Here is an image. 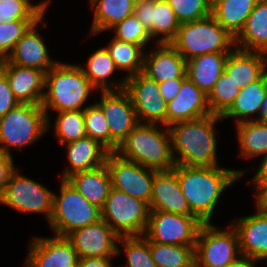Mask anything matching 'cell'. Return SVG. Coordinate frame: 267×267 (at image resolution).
Returning <instances> with one entry per match:
<instances>
[{"instance_id": "cell-1", "label": "cell", "mask_w": 267, "mask_h": 267, "mask_svg": "<svg viewBox=\"0 0 267 267\" xmlns=\"http://www.w3.org/2000/svg\"><path fill=\"white\" fill-rule=\"evenodd\" d=\"M177 173L181 191L190 211L203 223L212 221L213 212L221 194L248 172L220 166L201 167L179 165L173 168Z\"/></svg>"}, {"instance_id": "cell-2", "label": "cell", "mask_w": 267, "mask_h": 267, "mask_svg": "<svg viewBox=\"0 0 267 267\" xmlns=\"http://www.w3.org/2000/svg\"><path fill=\"white\" fill-rule=\"evenodd\" d=\"M221 116H207L178 122L168 127L176 164L186 166H218L215 124Z\"/></svg>"}, {"instance_id": "cell-3", "label": "cell", "mask_w": 267, "mask_h": 267, "mask_svg": "<svg viewBox=\"0 0 267 267\" xmlns=\"http://www.w3.org/2000/svg\"><path fill=\"white\" fill-rule=\"evenodd\" d=\"M95 90L79 65L58 61L45 73L42 108L47 116V131L51 130L50 124L52 125L49 110L57 113L84 110L87 107L84 104L88 96L96 92Z\"/></svg>"}, {"instance_id": "cell-4", "label": "cell", "mask_w": 267, "mask_h": 267, "mask_svg": "<svg viewBox=\"0 0 267 267\" xmlns=\"http://www.w3.org/2000/svg\"><path fill=\"white\" fill-rule=\"evenodd\" d=\"M115 153L157 171L171 170L176 166L170 132L164 125L139 123L121 142Z\"/></svg>"}, {"instance_id": "cell-5", "label": "cell", "mask_w": 267, "mask_h": 267, "mask_svg": "<svg viewBox=\"0 0 267 267\" xmlns=\"http://www.w3.org/2000/svg\"><path fill=\"white\" fill-rule=\"evenodd\" d=\"M170 44L187 61L208 53H230L235 48V38L210 15L181 23Z\"/></svg>"}, {"instance_id": "cell-6", "label": "cell", "mask_w": 267, "mask_h": 267, "mask_svg": "<svg viewBox=\"0 0 267 267\" xmlns=\"http://www.w3.org/2000/svg\"><path fill=\"white\" fill-rule=\"evenodd\" d=\"M47 132V116L42 105L19 103L0 117V151L12 155L11 148L23 149Z\"/></svg>"}, {"instance_id": "cell-7", "label": "cell", "mask_w": 267, "mask_h": 267, "mask_svg": "<svg viewBox=\"0 0 267 267\" xmlns=\"http://www.w3.org/2000/svg\"><path fill=\"white\" fill-rule=\"evenodd\" d=\"M60 194L54 193L53 213L48 222L54 235L71 232L101 219V209L90 203L66 179H61Z\"/></svg>"}, {"instance_id": "cell-8", "label": "cell", "mask_w": 267, "mask_h": 267, "mask_svg": "<svg viewBox=\"0 0 267 267\" xmlns=\"http://www.w3.org/2000/svg\"><path fill=\"white\" fill-rule=\"evenodd\" d=\"M242 258L237 230L204 223L195 246V267H226Z\"/></svg>"}, {"instance_id": "cell-9", "label": "cell", "mask_w": 267, "mask_h": 267, "mask_svg": "<svg viewBox=\"0 0 267 267\" xmlns=\"http://www.w3.org/2000/svg\"><path fill=\"white\" fill-rule=\"evenodd\" d=\"M150 215L149 204L111 188L101 218L120 236H143Z\"/></svg>"}, {"instance_id": "cell-10", "label": "cell", "mask_w": 267, "mask_h": 267, "mask_svg": "<svg viewBox=\"0 0 267 267\" xmlns=\"http://www.w3.org/2000/svg\"><path fill=\"white\" fill-rule=\"evenodd\" d=\"M17 168L10 176L0 203L23 213H42L50 221L54 193L39 182L20 174Z\"/></svg>"}, {"instance_id": "cell-11", "label": "cell", "mask_w": 267, "mask_h": 267, "mask_svg": "<svg viewBox=\"0 0 267 267\" xmlns=\"http://www.w3.org/2000/svg\"><path fill=\"white\" fill-rule=\"evenodd\" d=\"M204 223L195 215H180L150 210L143 235L148 241L168 245L196 246L197 236Z\"/></svg>"}, {"instance_id": "cell-12", "label": "cell", "mask_w": 267, "mask_h": 267, "mask_svg": "<svg viewBox=\"0 0 267 267\" xmlns=\"http://www.w3.org/2000/svg\"><path fill=\"white\" fill-rule=\"evenodd\" d=\"M105 164L109 170L112 188L150 205L155 170L109 152Z\"/></svg>"}, {"instance_id": "cell-13", "label": "cell", "mask_w": 267, "mask_h": 267, "mask_svg": "<svg viewBox=\"0 0 267 267\" xmlns=\"http://www.w3.org/2000/svg\"><path fill=\"white\" fill-rule=\"evenodd\" d=\"M125 90L131 97L139 123L166 126L167 103L155 80L140 72L126 79Z\"/></svg>"}, {"instance_id": "cell-14", "label": "cell", "mask_w": 267, "mask_h": 267, "mask_svg": "<svg viewBox=\"0 0 267 267\" xmlns=\"http://www.w3.org/2000/svg\"><path fill=\"white\" fill-rule=\"evenodd\" d=\"M95 102L103 111L109 124L110 152H115L121 142L139 124L130 95L125 89L100 91Z\"/></svg>"}, {"instance_id": "cell-15", "label": "cell", "mask_w": 267, "mask_h": 267, "mask_svg": "<svg viewBox=\"0 0 267 267\" xmlns=\"http://www.w3.org/2000/svg\"><path fill=\"white\" fill-rule=\"evenodd\" d=\"M67 238L72 242L79 258L117 256L120 236L102 218L74 230Z\"/></svg>"}, {"instance_id": "cell-16", "label": "cell", "mask_w": 267, "mask_h": 267, "mask_svg": "<svg viewBox=\"0 0 267 267\" xmlns=\"http://www.w3.org/2000/svg\"><path fill=\"white\" fill-rule=\"evenodd\" d=\"M29 244L25 267H78V254L67 237H34Z\"/></svg>"}, {"instance_id": "cell-17", "label": "cell", "mask_w": 267, "mask_h": 267, "mask_svg": "<svg viewBox=\"0 0 267 267\" xmlns=\"http://www.w3.org/2000/svg\"><path fill=\"white\" fill-rule=\"evenodd\" d=\"M255 206L254 214L234 219L232 226L239 236L242 257L258 263L267 260V212Z\"/></svg>"}, {"instance_id": "cell-18", "label": "cell", "mask_w": 267, "mask_h": 267, "mask_svg": "<svg viewBox=\"0 0 267 267\" xmlns=\"http://www.w3.org/2000/svg\"><path fill=\"white\" fill-rule=\"evenodd\" d=\"M43 17L44 15L33 23L17 42L13 52L7 58L11 64L35 68L47 73L58 62L51 58L44 36H41L38 31L40 23L47 26V23L43 22Z\"/></svg>"}, {"instance_id": "cell-19", "label": "cell", "mask_w": 267, "mask_h": 267, "mask_svg": "<svg viewBox=\"0 0 267 267\" xmlns=\"http://www.w3.org/2000/svg\"><path fill=\"white\" fill-rule=\"evenodd\" d=\"M0 70L7 76L14 97L19 103L42 105L45 94V73L39 69L0 60Z\"/></svg>"}, {"instance_id": "cell-20", "label": "cell", "mask_w": 267, "mask_h": 267, "mask_svg": "<svg viewBox=\"0 0 267 267\" xmlns=\"http://www.w3.org/2000/svg\"><path fill=\"white\" fill-rule=\"evenodd\" d=\"M149 207L150 210L194 215L181 191L179 179L174 169L155 170Z\"/></svg>"}, {"instance_id": "cell-21", "label": "cell", "mask_w": 267, "mask_h": 267, "mask_svg": "<svg viewBox=\"0 0 267 267\" xmlns=\"http://www.w3.org/2000/svg\"><path fill=\"white\" fill-rule=\"evenodd\" d=\"M154 48L144 56L145 75L157 83L187 78L186 60L170 43H155Z\"/></svg>"}, {"instance_id": "cell-22", "label": "cell", "mask_w": 267, "mask_h": 267, "mask_svg": "<svg viewBox=\"0 0 267 267\" xmlns=\"http://www.w3.org/2000/svg\"><path fill=\"white\" fill-rule=\"evenodd\" d=\"M211 114L207 96L186 78L180 92L167 103L166 127L178 122L198 119Z\"/></svg>"}, {"instance_id": "cell-23", "label": "cell", "mask_w": 267, "mask_h": 267, "mask_svg": "<svg viewBox=\"0 0 267 267\" xmlns=\"http://www.w3.org/2000/svg\"><path fill=\"white\" fill-rule=\"evenodd\" d=\"M224 71L242 89L267 72V54L234 48L227 57Z\"/></svg>"}, {"instance_id": "cell-24", "label": "cell", "mask_w": 267, "mask_h": 267, "mask_svg": "<svg viewBox=\"0 0 267 267\" xmlns=\"http://www.w3.org/2000/svg\"><path fill=\"white\" fill-rule=\"evenodd\" d=\"M66 146L69 166L61 174L66 179L73 173L90 170L105 164L109 151L98 141L88 136L64 144Z\"/></svg>"}, {"instance_id": "cell-25", "label": "cell", "mask_w": 267, "mask_h": 267, "mask_svg": "<svg viewBox=\"0 0 267 267\" xmlns=\"http://www.w3.org/2000/svg\"><path fill=\"white\" fill-rule=\"evenodd\" d=\"M66 180L90 203L102 209L112 188L106 164L73 173Z\"/></svg>"}, {"instance_id": "cell-26", "label": "cell", "mask_w": 267, "mask_h": 267, "mask_svg": "<svg viewBox=\"0 0 267 267\" xmlns=\"http://www.w3.org/2000/svg\"><path fill=\"white\" fill-rule=\"evenodd\" d=\"M266 93L267 72L259 80L250 83L248 86H244L239 91L234 103L221 116L222 121L226 118H233V120L235 119L236 122L234 123L259 120L260 110Z\"/></svg>"}, {"instance_id": "cell-27", "label": "cell", "mask_w": 267, "mask_h": 267, "mask_svg": "<svg viewBox=\"0 0 267 267\" xmlns=\"http://www.w3.org/2000/svg\"><path fill=\"white\" fill-rule=\"evenodd\" d=\"M228 55L214 52L190 58L186 61L187 78L208 96L224 72Z\"/></svg>"}, {"instance_id": "cell-28", "label": "cell", "mask_w": 267, "mask_h": 267, "mask_svg": "<svg viewBox=\"0 0 267 267\" xmlns=\"http://www.w3.org/2000/svg\"><path fill=\"white\" fill-rule=\"evenodd\" d=\"M79 65L89 82L100 91L125 89L126 79H111L117 70L114 60L110 57L106 46L93 52L85 64ZM110 78V79H109ZM115 81V82H114Z\"/></svg>"}, {"instance_id": "cell-29", "label": "cell", "mask_w": 267, "mask_h": 267, "mask_svg": "<svg viewBox=\"0 0 267 267\" xmlns=\"http://www.w3.org/2000/svg\"><path fill=\"white\" fill-rule=\"evenodd\" d=\"M235 48L267 54V1L258 0L240 34Z\"/></svg>"}, {"instance_id": "cell-30", "label": "cell", "mask_w": 267, "mask_h": 267, "mask_svg": "<svg viewBox=\"0 0 267 267\" xmlns=\"http://www.w3.org/2000/svg\"><path fill=\"white\" fill-rule=\"evenodd\" d=\"M94 17L89 35L110 31L115 25L131 16L136 0H89Z\"/></svg>"}, {"instance_id": "cell-31", "label": "cell", "mask_w": 267, "mask_h": 267, "mask_svg": "<svg viewBox=\"0 0 267 267\" xmlns=\"http://www.w3.org/2000/svg\"><path fill=\"white\" fill-rule=\"evenodd\" d=\"M258 0H220L212 6V16L234 38L243 30Z\"/></svg>"}, {"instance_id": "cell-32", "label": "cell", "mask_w": 267, "mask_h": 267, "mask_svg": "<svg viewBox=\"0 0 267 267\" xmlns=\"http://www.w3.org/2000/svg\"><path fill=\"white\" fill-rule=\"evenodd\" d=\"M235 126L240 157L248 160L267 153V122L243 121Z\"/></svg>"}, {"instance_id": "cell-33", "label": "cell", "mask_w": 267, "mask_h": 267, "mask_svg": "<svg viewBox=\"0 0 267 267\" xmlns=\"http://www.w3.org/2000/svg\"><path fill=\"white\" fill-rule=\"evenodd\" d=\"M118 70L126 71L125 79L143 72L145 48L112 38L106 47Z\"/></svg>"}, {"instance_id": "cell-34", "label": "cell", "mask_w": 267, "mask_h": 267, "mask_svg": "<svg viewBox=\"0 0 267 267\" xmlns=\"http://www.w3.org/2000/svg\"><path fill=\"white\" fill-rule=\"evenodd\" d=\"M150 253L157 267H195V246L150 241Z\"/></svg>"}, {"instance_id": "cell-35", "label": "cell", "mask_w": 267, "mask_h": 267, "mask_svg": "<svg viewBox=\"0 0 267 267\" xmlns=\"http://www.w3.org/2000/svg\"><path fill=\"white\" fill-rule=\"evenodd\" d=\"M151 21L152 40L158 44L170 43L180 27V22L167 0H155Z\"/></svg>"}, {"instance_id": "cell-36", "label": "cell", "mask_w": 267, "mask_h": 267, "mask_svg": "<svg viewBox=\"0 0 267 267\" xmlns=\"http://www.w3.org/2000/svg\"><path fill=\"white\" fill-rule=\"evenodd\" d=\"M30 1L32 0H0V23L18 19H40L45 15L51 2V0H44L33 4Z\"/></svg>"}, {"instance_id": "cell-37", "label": "cell", "mask_w": 267, "mask_h": 267, "mask_svg": "<svg viewBox=\"0 0 267 267\" xmlns=\"http://www.w3.org/2000/svg\"><path fill=\"white\" fill-rule=\"evenodd\" d=\"M55 118L54 135L63 145L86 137L84 110L61 111Z\"/></svg>"}, {"instance_id": "cell-38", "label": "cell", "mask_w": 267, "mask_h": 267, "mask_svg": "<svg viewBox=\"0 0 267 267\" xmlns=\"http://www.w3.org/2000/svg\"><path fill=\"white\" fill-rule=\"evenodd\" d=\"M240 90L236 82L224 71L207 96L211 114L222 116L234 103Z\"/></svg>"}, {"instance_id": "cell-39", "label": "cell", "mask_w": 267, "mask_h": 267, "mask_svg": "<svg viewBox=\"0 0 267 267\" xmlns=\"http://www.w3.org/2000/svg\"><path fill=\"white\" fill-rule=\"evenodd\" d=\"M122 248H117V255L124 250L126 255L127 267H157L150 253V241L144 236L120 237Z\"/></svg>"}, {"instance_id": "cell-40", "label": "cell", "mask_w": 267, "mask_h": 267, "mask_svg": "<svg viewBox=\"0 0 267 267\" xmlns=\"http://www.w3.org/2000/svg\"><path fill=\"white\" fill-rule=\"evenodd\" d=\"M85 131L89 138L98 141L110 152V130L102 109L96 104H89L84 109Z\"/></svg>"}, {"instance_id": "cell-41", "label": "cell", "mask_w": 267, "mask_h": 267, "mask_svg": "<svg viewBox=\"0 0 267 267\" xmlns=\"http://www.w3.org/2000/svg\"><path fill=\"white\" fill-rule=\"evenodd\" d=\"M38 19H18L13 22L0 23V60L7 59L17 42Z\"/></svg>"}, {"instance_id": "cell-42", "label": "cell", "mask_w": 267, "mask_h": 267, "mask_svg": "<svg viewBox=\"0 0 267 267\" xmlns=\"http://www.w3.org/2000/svg\"><path fill=\"white\" fill-rule=\"evenodd\" d=\"M111 30L114 31V38L120 41L143 46L145 49L147 48L146 45L149 44V41L152 42L149 31L142 25L134 14L125 18Z\"/></svg>"}, {"instance_id": "cell-43", "label": "cell", "mask_w": 267, "mask_h": 267, "mask_svg": "<svg viewBox=\"0 0 267 267\" xmlns=\"http://www.w3.org/2000/svg\"><path fill=\"white\" fill-rule=\"evenodd\" d=\"M176 18L181 23L204 19L212 15V6L207 0H167Z\"/></svg>"}, {"instance_id": "cell-44", "label": "cell", "mask_w": 267, "mask_h": 267, "mask_svg": "<svg viewBox=\"0 0 267 267\" xmlns=\"http://www.w3.org/2000/svg\"><path fill=\"white\" fill-rule=\"evenodd\" d=\"M19 104L10 88L7 76L0 70V117Z\"/></svg>"}, {"instance_id": "cell-45", "label": "cell", "mask_w": 267, "mask_h": 267, "mask_svg": "<svg viewBox=\"0 0 267 267\" xmlns=\"http://www.w3.org/2000/svg\"><path fill=\"white\" fill-rule=\"evenodd\" d=\"M155 0H136L134 4L133 14L138 18L142 25L149 31L152 38V7Z\"/></svg>"}, {"instance_id": "cell-46", "label": "cell", "mask_w": 267, "mask_h": 267, "mask_svg": "<svg viewBox=\"0 0 267 267\" xmlns=\"http://www.w3.org/2000/svg\"><path fill=\"white\" fill-rule=\"evenodd\" d=\"M16 169L13 157L0 151V197L5 191L11 174Z\"/></svg>"}, {"instance_id": "cell-47", "label": "cell", "mask_w": 267, "mask_h": 267, "mask_svg": "<svg viewBox=\"0 0 267 267\" xmlns=\"http://www.w3.org/2000/svg\"><path fill=\"white\" fill-rule=\"evenodd\" d=\"M184 80L185 79H174L158 83L161 97L166 103L172 101L178 95Z\"/></svg>"}, {"instance_id": "cell-48", "label": "cell", "mask_w": 267, "mask_h": 267, "mask_svg": "<svg viewBox=\"0 0 267 267\" xmlns=\"http://www.w3.org/2000/svg\"><path fill=\"white\" fill-rule=\"evenodd\" d=\"M262 158L258 170L256 169V173L251 178L252 180L247 182L248 185H253L254 190H257L262 184L267 182V153Z\"/></svg>"}, {"instance_id": "cell-49", "label": "cell", "mask_w": 267, "mask_h": 267, "mask_svg": "<svg viewBox=\"0 0 267 267\" xmlns=\"http://www.w3.org/2000/svg\"><path fill=\"white\" fill-rule=\"evenodd\" d=\"M114 257H87L79 258L78 267H111Z\"/></svg>"}, {"instance_id": "cell-50", "label": "cell", "mask_w": 267, "mask_h": 267, "mask_svg": "<svg viewBox=\"0 0 267 267\" xmlns=\"http://www.w3.org/2000/svg\"><path fill=\"white\" fill-rule=\"evenodd\" d=\"M255 205L262 211L267 212V182L262 184L255 192Z\"/></svg>"}, {"instance_id": "cell-51", "label": "cell", "mask_w": 267, "mask_h": 267, "mask_svg": "<svg viewBox=\"0 0 267 267\" xmlns=\"http://www.w3.org/2000/svg\"><path fill=\"white\" fill-rule=\"evenodd\" d=\"M257 263H254L252 261H249L248 259H246L245 257H242L240 260H238L237 262L228 265L226 267H255Z\"/></svg>"}, {"instance_id": "cell-52", "label": "cell", "mask_w": 267, "mask_h": 267, "mask_svg": "<svg viewBox=\"0 0 267 267\" xmlns=\"http://www.w3.org/2000/svg\"><path fill=\"white\" fill-rule=\"evenodd\" d=\"M259 121L267 122V93L260 110Z\"/></svg>"}, {"instance_id": "cell-53", "label": "cell", "mask_w": 267, "mask_h": 267, "mask_svg": "<svg viewBox=\"0 0 267 267\" xmlns=\"http://www.w3.org/2000/svg\"><path fill=\"white\" fill-rule=\"evenodd\" d=\"M208 1V3L211 5V6H213V5H215L218 1H220V0H207Z\"/></svg>"}]
</instances>
